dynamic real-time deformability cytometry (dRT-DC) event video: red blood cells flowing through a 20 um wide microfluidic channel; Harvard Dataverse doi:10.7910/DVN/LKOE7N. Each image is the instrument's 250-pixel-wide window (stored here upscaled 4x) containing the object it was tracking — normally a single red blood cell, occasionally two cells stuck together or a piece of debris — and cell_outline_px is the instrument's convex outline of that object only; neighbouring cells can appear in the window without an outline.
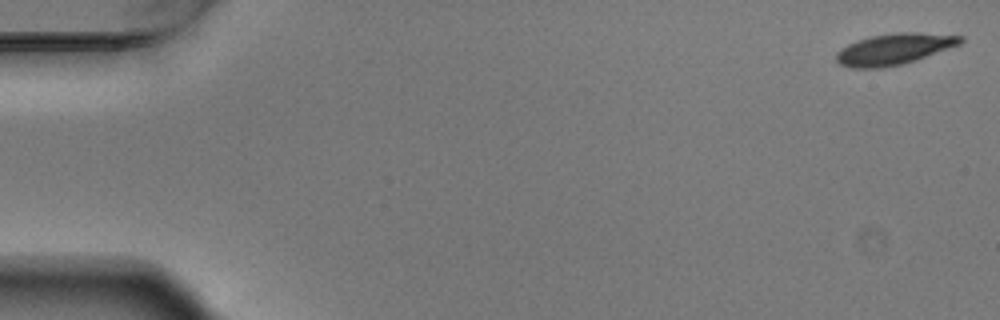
{"species": "Egyptian fruit bat (a non-hibernating species)", "species_latin": "Rousettus aegyptiacus", "temperature_condition": "warm", "stored_images_in_passage": 55, "camera_frame_rate_fps": 3000, "um_per_image_px": 0.085, "animal": {"sex": "male"}, "frame": {"image": 1, "passage_image": 1, "time_ms": 0.0, "image_size_px": [1000, 320], "cell_outline_px": [[964, 40], [960, 44], [916, 60], [904, 64], [884, 68], [852, 68], [840, 64], [836, 60], [836, 52], [848, 44], [856, 40], [872, 36], [896, 32], [916, 32], [964, 36]], "centroid_in_image_um": [75.99, 4.17], "position_along_channel_um": 9.0, "area_um2": 22.6}}
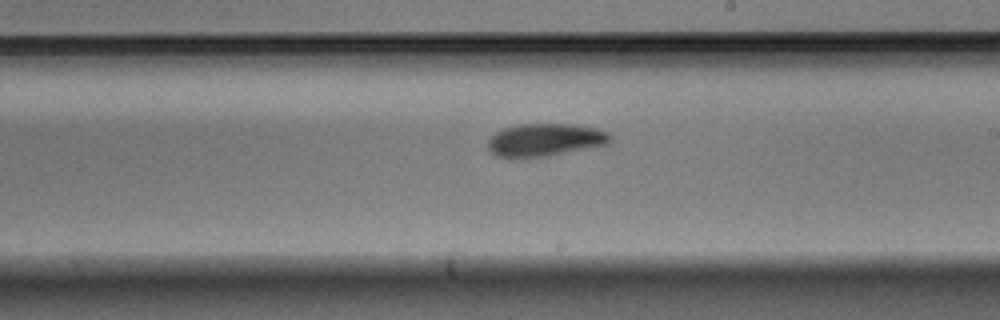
{"frame": {"image": 2, "passage_image": 32, "time_ms": 10.333, "image_size_px": [1000, 320], "cell_outline_px": [[612, 140], [608, 144], [548, 156], [496, 156], [488, 152], [488, 140], [496, 132], [504, 128], [520, 124], [572, 124], [596, 128], [608, 132], [612, 136]], "centroid_in_image_um": [46.36, 11.87], "position_along_channel_um": 242.6, "area_um2": 23.12}}
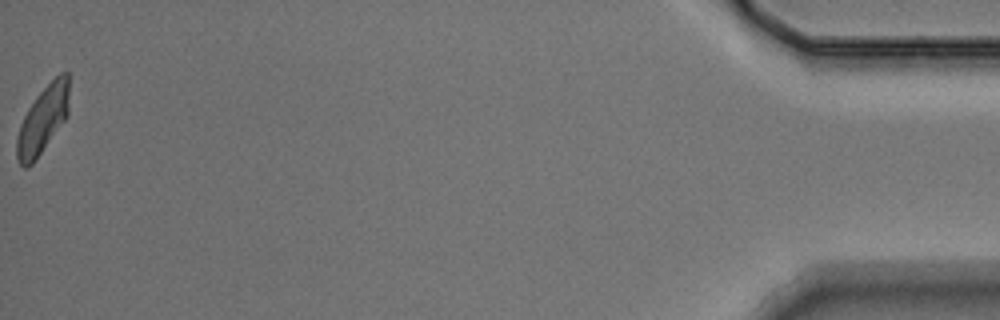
{"frame": {"image": 3, "passage_image": 55, "time_ms": 18.0, "image_size_px": [1000, 320], "cell_outline_px": [[68, 116], [32, 164], [28, 168], [24, 168], [16, 160], [16, 136], [20, 124], [28, 108], [36, 96], [60, 72], [68, 72]], "centroid_in_image_um": [3.61, 10.21], "position_along_channel_um": 431.6, "area_um2": 20.46}, "authors_computed_cell_mechanics": {"area_um2": 22.5998, "velocity_mm_per_s": 3.6961, "shape_relaxation_time_tau1_ms": 4.2527, "shape_relaxation_time_tau2_ms": 4.2188, "deformation_change_tau1": 0.1477, "deformation_change_tau2": 0.0949}}